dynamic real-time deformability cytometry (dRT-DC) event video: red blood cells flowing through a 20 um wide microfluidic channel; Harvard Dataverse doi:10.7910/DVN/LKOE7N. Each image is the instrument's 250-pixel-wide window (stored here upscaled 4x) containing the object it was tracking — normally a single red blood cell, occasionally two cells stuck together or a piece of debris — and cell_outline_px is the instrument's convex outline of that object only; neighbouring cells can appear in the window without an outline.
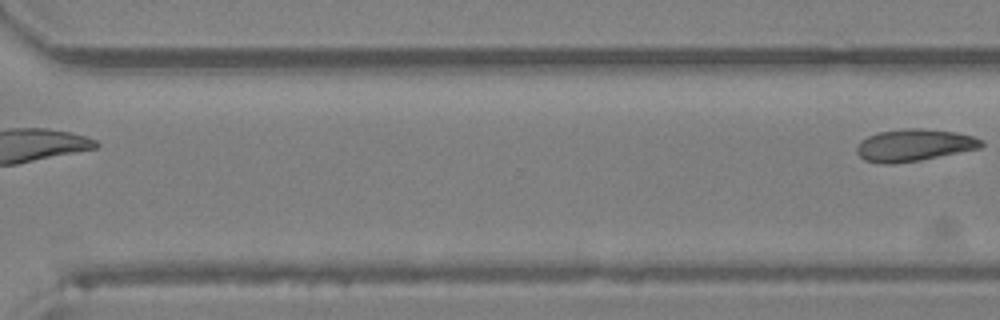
{"species": "Egyptian fruit bat (a non-hibernating species)", "species_latin": "Rousettus aegyptiacus", "temperature_condition": "room temperature", "stored_images_in_passage": 19, "segment_of_instrument_passage": [2, 2], "camera_frame_rate_fps": 3000, "um_per_image_px": 0.085, "animal": {"sex": "female"}, "frame": {"image": 1, "passage_image": 19, "time_ms": 6.0, "image_size_px": [1000, 320], "cell_outline_px": [[984, 144], [980, 148], [920, 160], [892, 164], [880, 164], [864, 160], [856, 152], [856, 148], [860, 140], [868, 136], [880, 132], [900, 128], [924, 128], [956, 132], [972, 136], [980, 140]], "centroid_in_image_um": [77.65, 12.33], "position_along_channel_um": 292.9, "area_um2": 23.35}}